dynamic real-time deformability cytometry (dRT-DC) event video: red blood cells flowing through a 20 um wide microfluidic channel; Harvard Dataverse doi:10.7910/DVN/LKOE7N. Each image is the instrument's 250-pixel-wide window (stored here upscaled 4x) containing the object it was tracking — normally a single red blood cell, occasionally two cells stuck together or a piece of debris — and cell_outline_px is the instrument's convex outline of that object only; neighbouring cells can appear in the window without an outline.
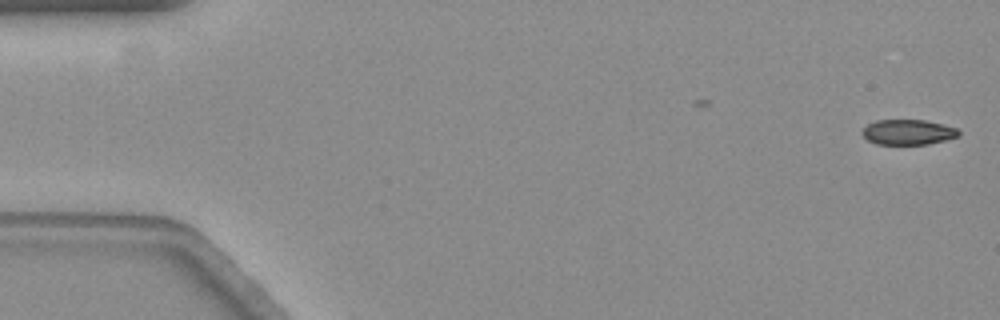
{"species": "common noctule bat (a hibernating species)", "species_latin": "Nyctalus noctula", "temperature_condition": "warm", "stored_images_in_passage": 4, "camera_frame_rate_fps": 3000, "um_per_image_px": 0.085, "animal": {"sex": "female", "body_mass_g": 19.3, "forearm_length_mm": 54.1}, "frame": {"image": 1, "passage_image": 1, "time_ms": 0.0, "image_size_px": [1000, 320], "cell_outline_px": [[960, 132], [956, 136], [944, 140], [928, 144], [876, 144], [868, 140], [860, 132], [868, 124], [876, 120], [924, 120], [956, 128]], "centroid_in_image_um": [77.13, 11.23], "position_along_channel_um": 7.9, "area_um2": 13.93}}